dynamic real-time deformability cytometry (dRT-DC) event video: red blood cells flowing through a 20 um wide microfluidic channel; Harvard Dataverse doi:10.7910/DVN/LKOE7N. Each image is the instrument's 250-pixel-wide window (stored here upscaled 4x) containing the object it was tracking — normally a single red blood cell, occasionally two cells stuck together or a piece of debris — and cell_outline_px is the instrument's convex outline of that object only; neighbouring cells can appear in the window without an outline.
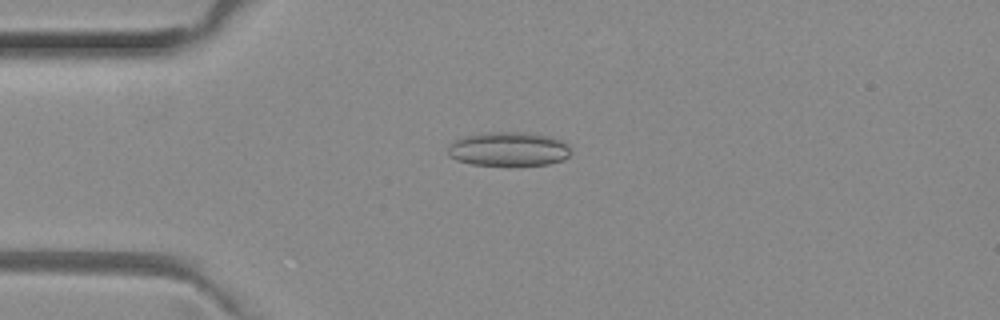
{"species": "common noctule bat (a hibernating species)", "species_latin": "Nyctalus noctula", "temperature_condition": "room temperature", "stored_images_in_passage": 42, "camera_frame_rate_fps": 3000, "um_per_image_px": 0.085, "animal": {"sex": "female", "body_mass_g": 29.2, "forearm_length_mm": 56.3}, "frame": {"image": 1, "passage_image": 9, "time_ms": 2.667, "image_size_px": [1000, 320], "cell_outline_px": [[572, 152], [564, 160], [548, 164], [516, 168], [508, 168], [472, 164], [456, 160], [448, 156], [448, 144], [464, 136], [484, 132], [524, 132], [552, 136], [568, 144]], "centroid_in_image_um": [43.24, 12.71], "position_along_channel_um": 41.8, "area_um2": 25.61}}
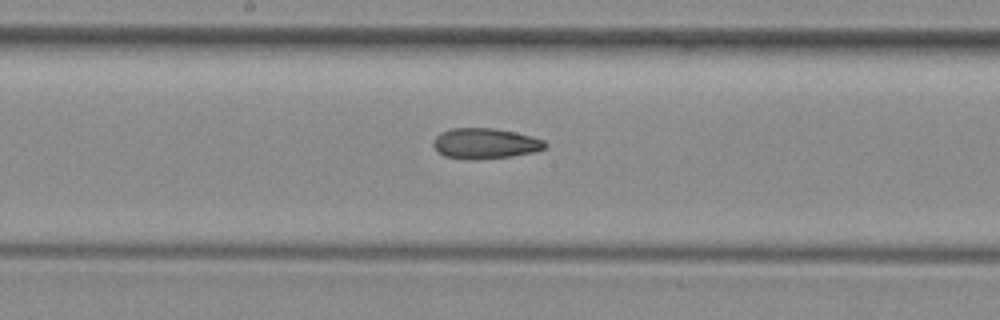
{"frame": {"image": 2, "passage_image": 23, "time_ms": 7.333, "image_size_px": [1000, 320], "cell_outline_px": [[548, 148], [536, 152], [512, 156], [444, 156], [436, 152], [432, 144], [436, 136], [440, 132], [452, 128], [496, 128], [516, 132], [532, 136], [544, 140], [548, 144]], "centroid_in_image_um": [41.3, 12.14], "position_along_channel_um": 206.9, "area_um2": 19.31}}
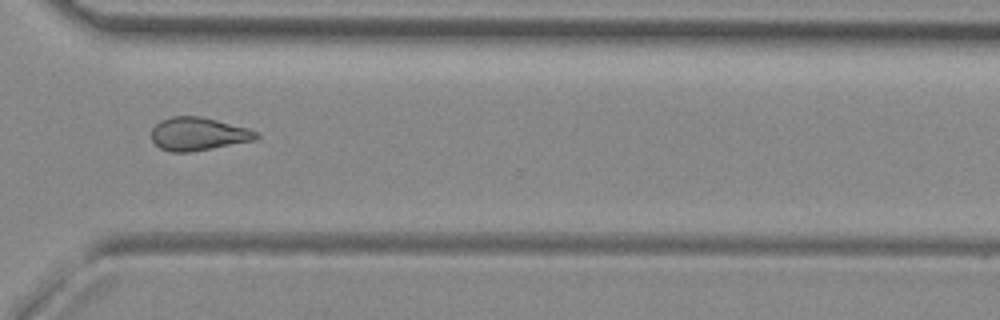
{"frame": {"image": 3, "passage_image": 34, "time_ms": 11.0, "image_size_px": [1000, 320], "cell_outline_px": [[260, 136], [256, 140], [212, 148], [188, 152], [172, 152], [160, 148], [152, 140], [152, 128], [160, 120], [172, 116], [200, 116], [248, 128], [256, 132]], "centroid_in_image_um": [16.84, 11.38], "position_along_channel_um": 353.8, "area_um2": 20.11}, "authors_computed_cell_mechanics": {"area_um2": 20.1144, "velocity_mm_per_s": 4.0226, "shape_relaxation_time_tau1_ms": null, "shape_relaxation_time_tau2_ms": 6.9919, "deformation_change_tau1": null, "deformation_change_tau2": 0.1727}}